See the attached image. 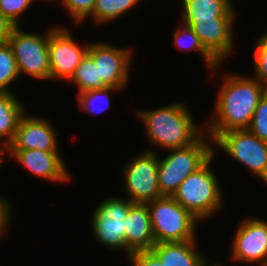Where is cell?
Wrapping results in <instances>:
<instances>
[{
  "instance_id": "cell-1",
  "label": "cell",
  "mask_w": 267,
  "mask_h": 266,
  "mask_svg": "<svg viewBox=\"0 0 267 266\" xmlns=\"http://www.w3.org/2000/svg\"><path fill=\"white\" fill-rule=\"evenodd\" d=\"M209 125L204 128L212 140L230 130L247 129L267 87L247 76L224 74Z\"/></svg>"
},
{
  "instance_id": "cell-2",
  "label": "cell",
  "mask_w": 267,
  "mask_h": 266,
  "mask_svg": "<svg viewBox=\"0 0 267 266\" xmlns=\"http://www.w3.org/2000/svg\"><path fill=\"white\" fill-rule=\"evenodd\" d=\"M138 117L145 124L150 144L166 150L177 149L194 143L203 133L194 123L185 103H171L153 110H140Z\"/></svg>"
},
{
  "instance_id": "cell-3",
  "label": "cell",
  "mask_w": 267,
  "mask_h": 266,
  "mask_svg": "<svg viewBox=\"0 0 267 266\" xmlns=\"http://www.w3.org/2000/svg\"><path fill=\"white\" fill-rule=\"evenodd\" d=\"M208 138L213 142L208 134L203 133L194 143L168 150L171 154L169 152L165 158L158 157V183L162 196L172 197L180 184L214 155V149L205 140Z\"/></svg>"
},
{
  "instance_id": "cell-4",
  "label": "cell",
  "mask_w": 267,
  "mask_h": 266,
  "mask_svg": "<svg viewBox=\"0 0 267 266\" xmlns=\"http://www.w3.org/2000/svg\"><path fill=\"white\" fill-rule=\"evenodd\" d=\"M214 156L190 174L172 196L201 221L222 208V190L216 175L210 168Z\"/></svg>"
},
{
  "instance_id": "cell-5",
  "label": "cell",
  "mask_w": 267,
  "mask_h": 266,
  "mask_svg": "<svg viewBox=\"0 0 267 266\" xmlns=\"http://www.w3.org/2000/svg\"><path fill=\"white\" fill-rule=\"evenodd\" d=\"M155 243L196 241L200 221L173 197L163 196L147 203Z\"/></svg>"
},
{
  "instance_id": "cell-6",
  "label": "cell",
  "mask_w": 267,
  "mask_h": 266,
  "mask_svg": "<svg viewBox=\"0 0 267 266\" xmlns=\"http://www.w3.org/2000/svg\"><path fill=\"white\" fill-rule=\"evenodd\" d=\"M46 35L22 32L15 26L8 39L16 59L19 75L23 72L37 79L50 80L48 31Z\"/></svg>"
},
{
  "instance_id": "cell-7",
  "label": "cell",
  "mask_w": 267,
  "mask_h": 266,
  "mask_svg": "<svg viewBox=\"0 0 267 266\" xmlns=\"http://www.w3.org/2000/svg\"><path fill=\"white\" fill-rule=\"evenodd\" d=\"M213 142L267 184V142L247 129L221 133Z\"/></svg>"
},
{
  "instance_id": "cell-8",
  "label": "cell",
  "mask_w": 267,
  "mask_h": 266,
  "mask_svg": "<svg viewBox=\"0 0 267 266\" xmlns=\"http://www.w3.org/2000/svg\"><path fill=\"white\" fill-rule=\"evenodd\" d=\"M156 152L146 150L124 167V190L132 203H148L163 197L158 183L159 160Z\"/></svg>"
},
{
  "instance_id": "cell-9",
  "label": "cell",
  "mask_w": 267,
  "mask_h": 266,
  "mask_svg": "<svg viewBox=\"0 0 267 266\" xmlns=\"http://www.w3.org/2000/svg\"><path fill=\"white\" fill-rule=\"evenodd\" d=\"M132 202L128 199L111 197L101 202L91 218L92 231L96 240L109 249L126 250L124 219Z\"/></svg>"
},
{
  "instance_id": "cell-10",
  "label": "cell",
  "mask_w": 267,
  "mask_h": 266,
  "mask_svg": "<svg viewBox=\"0 0 267 266\" xmlns=\"http://www.w3.org/2000/svg\"><path fill=\"white\" fill-rule=\"evenodd\" d=\"M90 43L79 46L66 27H52L48 30L50 59V80H70L81 60L88 53Z\"/></svg>"
},
{
  "instance_id": "cell-11",
  "label": "cell",
  "mask_w": 267,
  "mask_h": 266,
  "mask_svg": "<svg viewBox=\"0 0 267 266\" xmlns=\"http://www.w3.org/2000/svg\"><path fill=\"white\" fill-rule=\"evenodd\" d=\"M234 235L231 260L267 266V221L255 217L241 220Z\"/></svg>"
},
{
  "instance_id": "cell-12",
  "label": "cell",
  "mask_w": 267,
  "mask_h": 266,
  "mask_svg": "<svg viewBox=\"0 0 267 266\" xmlns=\"http://www.w3.org/2000/svg\"><path fill=\"white\" fill-rule=\"evenodd\" d=\"M88 54L98 69L99 78L107 87L123 89L126 86L132 58L128 48L115 47L106 42H90Z\"/></svg>"
},
{
  "instance_id": "cell-13",
  "label": "cell",
  "mask_w": 267,
  "mask_h": 266,
  "mask_svg": "<svg viewBox=\"0 0 267 266\" xmlns=\"http://www.w3.org/2000/svg\"><path fill=\"white\" fill-rule=\"evenodd\" d=\"M47 119L24 114L7 150L59 151L56 131Z\"/></svg>"
},
{
  "instance_id": "cell-14",
  "label": "cell",
  "mask_w": 267,
  "mask_h": 266,
  "mask_svg": "<svg viewBox=\"0 0 267 266\" xmlns=\"http://www.w3.org/2000/svg\"><path fill=\"white\" fill-rule=\"evenodd\" d=\"M8 155L17 160L32 174L50 182H66L71 176L58 151L38 149L7 150Z\"/></svg>"
},
{
  "instance_id": "cell-15",
  "label": "cell",
  "mask_w": 267,
  "mask_h": 266,
  "mask_svg": "<svg viewBox=\"0 0 267 266\" xmlns=\"http://www.w3.org/2000/svg\"><path fill=\"white\" fill-rule=\"evenodd\" d=\"M192 28L200 39L205 50L221 64L231 55L233 44L234 21H197V23H184Z\"/></svg>"
},
{
  "instance_id": "cell-16",
  "label": "cell",
  "mask_w": 267,
  "mask_h": 266,
  "mask_svg": "<svg viewBox=\"0 0 267 266\" xmlns=\"http://www.w3.org/2000/svg\"><path fill=\"white\" fill-rule=\"evenodd\" d=\"M126 255L151 250L156 244L147 203H132L124 219Z\"/></svg>"
},
{
  "instance_id": "cell-17",
  "label": "cell",
  "mask_w": 267,
  "mask_h": 266,
  "mask_svg": "<svg viewBox=\"0 0 267 266\" xmlns=\"http://www.w3.org/2000/svg\"><path fill=\"white\" fill-rule=\"evenodd\" d=\"M182 22L234 21L232 0H182Z\"/></svg>"
},
{
  "instance_id": "cell-18",
  "label": "cell",
  "mask_w": 267,
  "mask_h": 266,
  "mask_svg": "<svg viewBox=\"0 0 267 266\" xmlns=\"http://www.w3.org/2000/svg\"><path fill=\"white\" fill-rule=\"evenodd\" d=\"M195 241L156 243L151 251L163 266H205L208 262L198 253Z\"/></svg>"
},
{
  "instance_id": "cell-19",
  "label": "cell",
  "mask_w": 267,
  "mask_h": 266,
  "mask_svg": "<svg viewBox=\"0 0 267 266\" xmlns=\"http://www.w3.org/2000/svg\"><path fill=\"white\" fill-rule=\"evenodd\" d=\"M22 104L13 93L0 92V141L3 146L11 144L20 119L25 114Z\"/></svg>"
},
{
  "instance_id": "cell-20",
  "label": "cell",
  "mask_w": 267,
  "mask_h": 266,
  "mask_svg": "<svg viewBox=\"0 0 267 266\" xmlns=\"http://www.w3.org/2000/svg\"><path fill=\"white\" fill-rule=\"evenodd\" d=\"M69 82L77 86L78 93L89 90H103L107 87L105 83L102 82V78H99L98 69L88 53L75 69Z\"/></svg>"
},
{
  "instance_id": "cell-21",
  "label": "cell",
  "mask_w": 267,
  "mask_h": 266,
  "mask_svg": "<svg viewBox=\"0 0 267 266\" xmlns=\"http://www.w3.org/2000/svg\"><path fill=\"white\" fill-rule=\"evenodd\" d=\"M181 25L183 27L178 28L173 33L175 46L181 50H186V52L196 50L204 59L208 69L212 70L211 72L216 71L217 66H220V64L205 50L192 28L184 23H181Z\"/></svg>"
},
{
  "instance_id": "cell-22",
  "label": "cell",
  "mask_w": 267,
  "mask_h": 266,
  "mask_svg": "<svg viewBox=\"0 0 267 266\" xmlns=\"http://www.w3.org/2000/svg\"><path fill=\"white\" fill-rule=\"evenodd\" d=\"M141 0H96L92 14L96 23H107L130 11Z\"/></svg>"
},
{
  "instance_id": "cell-23",
  "label": "cell",
  "mask_w": 267,
  "mask_h": 266,
  "mask_svg": "<svg viewBox=\"0 0 267 266\" xmlns=\"http://www.w3.org/2000/svg\"><path fill=\"white\" fill-rule=\"evenodd\" d=\"M16 59L8 42L0 44V92L12 93L8 86L18 78Z\"/></svg>"
},
{
  "instance_id": "cell-24",
  "label": "cell",
  "mask_w": 267,
  "mask_h": 266,
  "mask_svg": "<svg viewBox=\"0 0 267 266\" xmlns=\"http://www.w3.org/2000/svg\"><path fill=\"white\" fill-rule=\"evenodd\" d=\"M119 91L122 90L120 88H115V87H106L103 90H89L85 91L82 93H78L77 99H78V104L80 107V110H85L88 113H101L105 111V109H108L110 107V98H109V93L110 91ZM102 99L104 103H101L102 105H98V102H102Z\"/></svg>"
},
{
  "instance_id": "cell-25",
  "label": "cell",
  "mask_w": 267,
  "mask_h": 266,
  "mask_svg": "<svg viewBox=\"0 0 267 266\" xmlns=\"http://www.w3.org/2000/svg\"><path fill=\"white\" fill-rule=\"evenodd\" d=\"M247 130L267 142V90L262 95Z\"/></svg>"
},
{
  "instance_id": "cell-26",
  "label": "cell",
  "mask_w": 267,
  "mask_h": 266,
  "mask_svg": "<svg viewBox=\"0 0 267 266\" xmlns=\"http://www.w3.org/2000/svg\"><path fill=\"white\" fill-rule=\"evenodd\" d=\"M254 50V73L257 80L267 87V31L256 40Z\"/></svg>"
},
{
  "instance_id": "cell-27",
  "label": "cell",
  "mask_w": 267,
  "mask_h": 266,
  "mask_svg": "<svg viewBox=\"0 0 267 266\" xmlns=\"http://www.w3.org/2000/svg\"><path fill=\"white\" fill-rule=\"evenodd\" d=\"M36 1V0H35ZM34 0H0V12L15 26H19L22 13Z\"/></svg>"
},
{
  "instance_id": "cell-28",
  "label": "cell",
  "mask_w": 267,
  "mask_h": 266,
  "mask_svg": "<svg viewBox=\"0 0 267 266\" xmlns=\"http://www.w3.org/2000/svg\"><path fill=\"white\" fill-rule=\"evenodd\" d=\"M75 23L81 24L94 10L96 0H62Z\"/></svg>"
},
{
  "instance_id": "cell-29",
  "label": "cell",
  "mask_w": 267,
  "mask_h": 266,
  "mask_svg": "<svg viewBox=\"0 0 267 266\" xmlns=\"http://www.w3.org/2000/svg\"><path fill=\"white\" fill-rule=\"evenodd\" d=\"M128 260L132 266H163L151 250L132 253Z\"/></svg>"
},
{
  "instance_id": "cell-30",
  "label": "cell",
  "mask_w": 267,
  "mask_h": 266,
  "mask_svg": "<svg viewBox=\"0 0 267 266\" xmlns=\"http://www.w3.org/2000/svg\"><path fill=\"white\" fill-rule=\"evenodd\" d=\"M7 199L0 197V238L6 234V229L9 228L11 216V205Z\"/></svg>"
},
{
  "instance_id": "cell-31",
  "label": "cell",
  "mask_w": 267,
  "mask_h": 266,
  "mask_svg": "<svg viewBox=\"0 0 267 266\" xmlns=\"http://www.w3.org/2000/svg\"><path fill=\"white\" fill-rule=\"evenodd\" d=\"M14 27L15 25L0 12V44L8 42Z\"/></svg>"
},
{
  "instance_id": "cell-32",
  "label": "cell",
  "mask_w": 267,
  "mask_h": 266,
  "mask_svg": "<svg viewBox=\"0 0 267 266\" xmlns=\"http://www.w3.org/2000/svg\"><path fill=\"white\" fill-rule=\"evenodd\" d=\"M2 146V147H1ZM7 151V147L6 146H3L1 143H0V167H1V164L3 163V156H4V152H6L5 150Z\"/></svg>"
},
{
  "instance_id": "cell-33",
  "label": "cell",
  "mask_w": 267,
  "mask_h": 266,
  "mask_svg": "<svg viewBox=\"0 0 267 266\" xmlns=\"http://www.w3.org/2000/svg\"><path fill=\"white\" fill-rule=\"evenodd\" d=\"M205 266H208V263H207ZM209 266H223V265H221V263H217V262H216L214 265H212V264L210 265V264H209Z\"/></svg>"
}]
</instances>
